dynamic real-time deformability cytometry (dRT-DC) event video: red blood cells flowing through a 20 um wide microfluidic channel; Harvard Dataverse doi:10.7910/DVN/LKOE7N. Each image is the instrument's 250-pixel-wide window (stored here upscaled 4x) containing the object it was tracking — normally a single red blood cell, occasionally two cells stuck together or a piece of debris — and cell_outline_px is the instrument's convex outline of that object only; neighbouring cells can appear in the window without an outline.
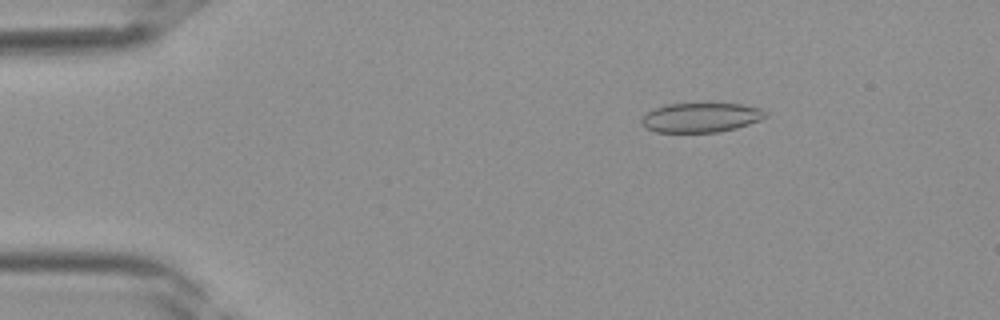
{"species": "Egyptian fruit bat (a non-hibernating species)", "species_latin": "Rousettus aegyptiacus", "temperature_condition": "room temperature", "stored_images_in_passage": 23, "camera_frame_rate_fps": 3000, "um_per_image_px": 0.085, "frame": {"image": 1, "passage_image": 5, "time_ms": 1.333, "image_size_px": [1000, 320], "cell_outline_px": [[768, 116], [760, 120], [736, 128], [716, 132], [656, 132], [648, 128], [640, 120], [648, 112], [656, 108], [668, 104], [744, 104], [760, 108], [768, 112]], "centroid_in_image_um": [59.64, 9.99], "position_along_channel_um": 25.4, "area_um2": 21.04}}
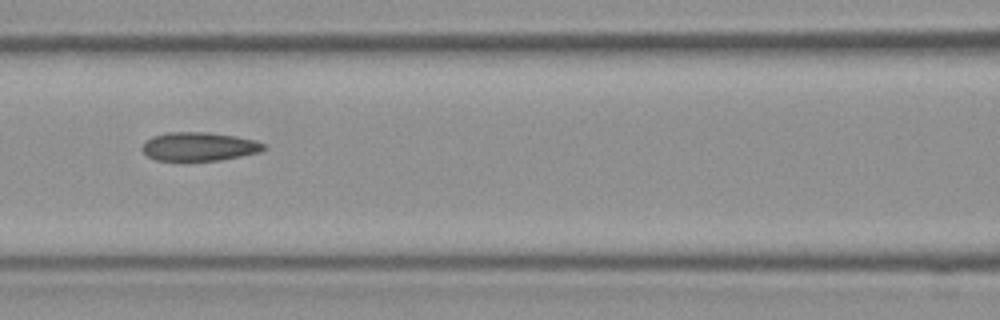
{"frame": {"image": 2, "passage_image": 16, "time_ms": 5.0, "image_size_px": [1000, 320], "cell_outline_px": [[268, 148], [260, 152], [220, 160], [156, 160], [148, 156], [140, 148], [144, 140], [152, 136], [168, 132], [208, 132], [236, 136], [256, 140], [264, 144]], "centroid_in_image_um": [16.91, 12.44], "position_along_channel_um": 149.7, "area_um2": 20.4}}
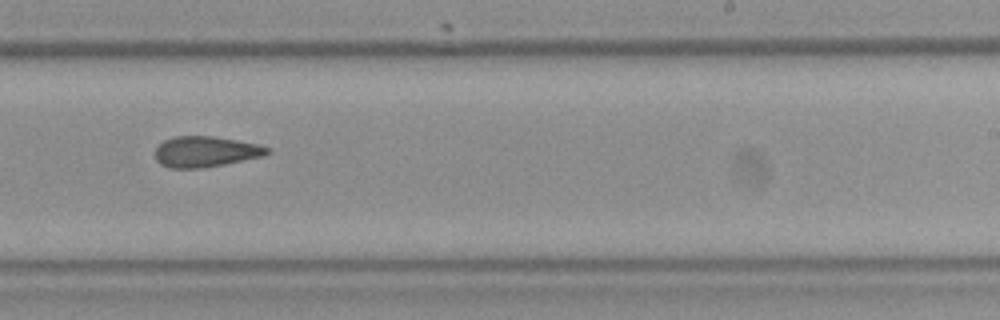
{"frame": {"image": 3, "passage_image": 23, "time_ms": 7.333, "image_size_px": [1000, 320], "cell_outline_px": [[272, 152], [264, 156], [204, 168], [168, 168], [160, 164], [156, 160], [156, 148], [164, 140], [176, 136], [212, 136], [260, 144], [272, 148]], "centroid_in_image_um": [17.52, 12.89], "position_along_channel_um": 271.5, "area_um2": 20.23}}